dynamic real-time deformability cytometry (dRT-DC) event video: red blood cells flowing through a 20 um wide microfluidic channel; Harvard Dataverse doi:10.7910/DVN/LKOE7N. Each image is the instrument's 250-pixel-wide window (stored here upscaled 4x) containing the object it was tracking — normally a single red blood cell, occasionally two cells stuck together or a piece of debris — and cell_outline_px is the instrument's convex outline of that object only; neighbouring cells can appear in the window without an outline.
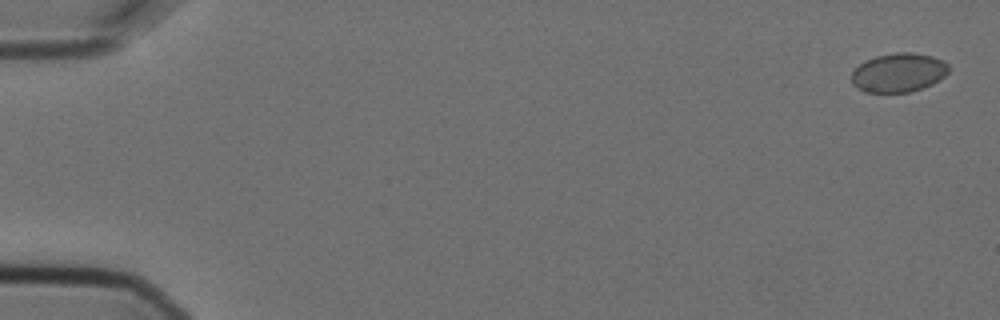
{"species": "Egyptian fruit bat (a non-hibernating species)", "species_latin": "Rousettus aegyptiacus", "temperature_condition": "cold", "stored_images_in_passage": 5, "camera_frame_rate_fps": 3000, "um_per_image_px": 0.085, "animal": {"sex": "female"}, "frame": {"image": 1, "passage_image": 1, "time_ms": 0.0, "image_size_px": [1000, 320], "cell_outline_px": [[948, 72], [940, 80], [932, 84], [908, 92], [864, 92], [856, 88], [852, 84], [852, 72], [864, 60], [876, 56], [896, 52], [912, 52], [932, 56], [944, 60], [948, 64]], "centroid_in_image_um": [76.37, 6.16], "position_along_channel_um": 8.6, "area_um2": 22.14}}
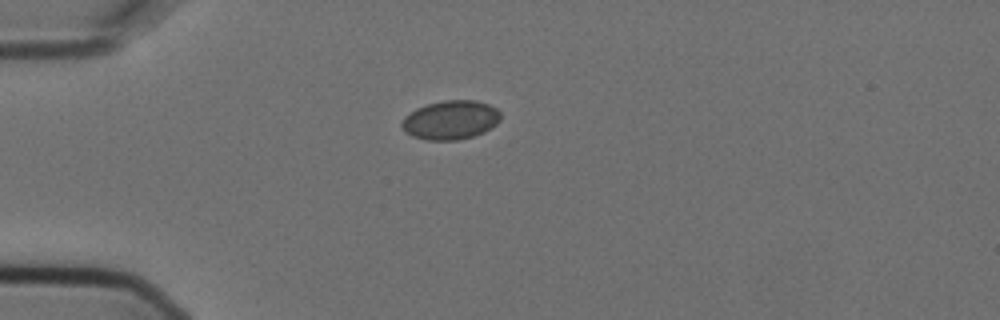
{"frame": {"image": 2, "passage_image": 5, "time_ms": 1.333, "image_size_px": [1000, 320], "cell_outline_px": [[500, 120], [496, 124], [484, 132], [472, 136], [456, 140], [424, 140], [412, 136], [404, 132], [400, 124], [404, 116], [416, 108], [428, 104], [444, 100], [476, 100], [488, 104], [496, 108], [500, 112]], "centroid_in_image_um": [38.27, 10.2], "position_along_channel_um": 46.7, "area_um2": 22.54}}